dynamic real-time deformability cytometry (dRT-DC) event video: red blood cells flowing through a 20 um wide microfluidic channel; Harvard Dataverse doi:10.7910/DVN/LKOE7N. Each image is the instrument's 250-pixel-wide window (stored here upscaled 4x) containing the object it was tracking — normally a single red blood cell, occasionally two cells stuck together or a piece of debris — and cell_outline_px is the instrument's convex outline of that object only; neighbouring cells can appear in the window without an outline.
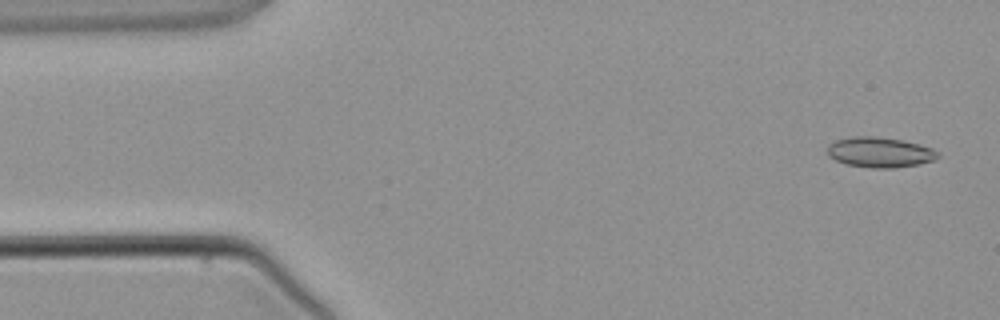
{"species": "common noctule bat (a hibernating species)", "species_latin": "Nyctalus noctula", "temperature_condition": "warm", "stored_images_in_passage": 3, "camera_frame_rate_fps": 3000, "um_per_image_px": 0.085, "animal": {"sex": "male", "body_mass_g": 21.5, "forearm_length_mm": 52.0}, "frame": {"image": 1, "passage_image": 1, "time_ms": 0.0, "image_size_px": [1000, 320], "cell_outline_px": [[940, 156], [936, 160], [920, 164], [896, 168], [872, 168], [848, 164], [836, 160], [828, 156], [828, 144], [836, 140], [852, 136], [876, 136], [900, 140], [932, 148], [940, 152]], "centroid_in_image_um": [74.81, 12.95], "position_along_channel_um": 10.2, "area_um2": 19.54}}
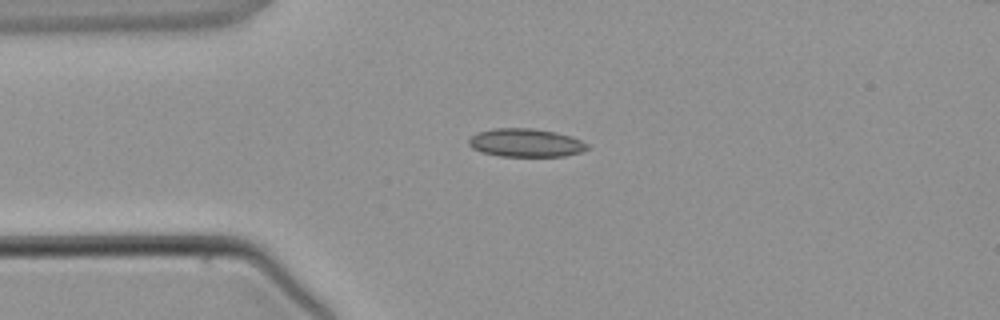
{"frame": {"image": 2, "passage_image": 3, "time_ms": 2.667, "image_size_px": [1000, 320], "cell_outline_px": [[588, 148], [580, 152], [564, 156], [500, 156], [480, 152], [472, 148], [468, 144], [468, 140], [476, 132], [492, 128], [532, 128], [556, 132], [572, 136], [588, 144]], "centroid_in_image_um": [44.65, 12.13], "position_along_channel_um": 40.3, "area_um2": 19.65}}